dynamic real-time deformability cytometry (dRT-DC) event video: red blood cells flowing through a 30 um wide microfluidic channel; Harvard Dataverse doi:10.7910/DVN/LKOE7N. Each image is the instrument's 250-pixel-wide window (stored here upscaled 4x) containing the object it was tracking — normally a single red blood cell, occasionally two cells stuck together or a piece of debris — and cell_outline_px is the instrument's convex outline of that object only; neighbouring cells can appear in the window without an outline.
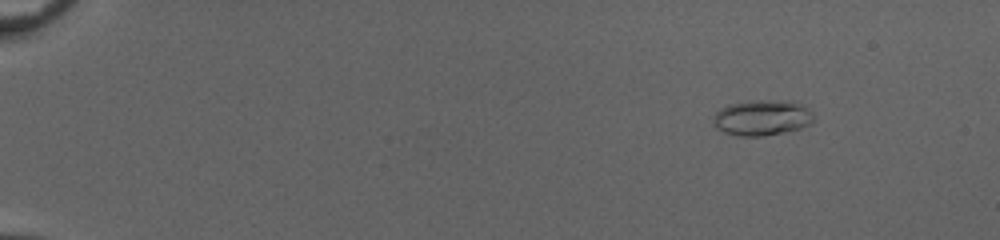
{"species": "common noctule bat (a hibernating species)", "species_latin": "Nyctalus noctula", "temperature_condition": "cold", "stored_images_in_passage": 54, "camera_frame_rate_fps": 3000, "um_per_image_px": 0.085, "animal": {"sex": "female", "body_mass_g": 20.0, "forearm_length_mm": 54.0}, "frame": {"image": 1, "passage_image": 8, "time_ms": 2.333, "image_size_px": [1000, 240], "cell_outline_px": [[816, 120], [812, 124], [800, 128], [784, 132], [764, 136], [740, 136], [724, 132], [716, 128], [712, 120], [716, 112], [720, 108], [728, 104], [744, 100], [792, 100], [804, 104], [812, 112]], "centroid_in_image_um": [64.81, 9.98], "position_along_channel_um": 20.2, "area_um2": 21.44}}
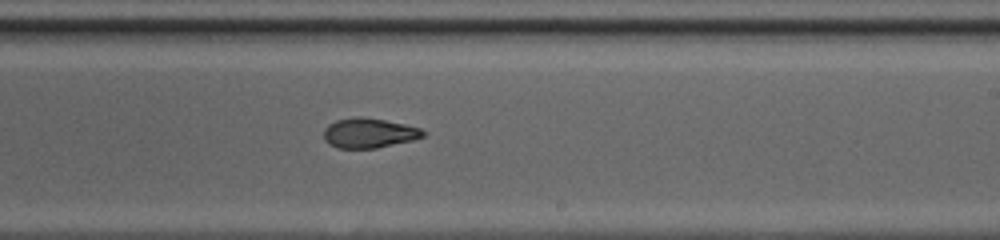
{"frame": {"image": 2, "passage_image": 36, "time_ms": 11.667, "image_size_px": [1000, 240], "cell_outline_px": [[428, 132], [424, 136], [412, 140], [376, 148], [336, 148], [328, 144], [324, 140], [324, 128], [328, 124], [336, 120], [352, 116], [360, 116], [384, 120], [404, 124], [420, 128]], "centroid_in_image_um": [31.33, 11.3], "position_along_channel_um": 257.7, "area_um2": 17.4}}
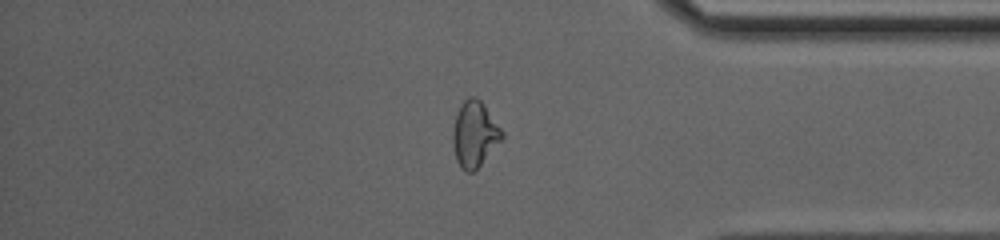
{"frame": {"image": 3, "passage_image": 47, "time_ms": 15.333, "image_size_px": [1000, 240], "cell_outline_px": [[504, 136], [480, 164], [472, 172], [464, 172], [460, 168], [456, 160], [452, 144], [452, 132], [456, 112], [460, 104], [468, 96], [476, 96], [480, 100], [504, 132]], "centroid_in_image_um": [40.29, 11.38], "position_along_channel_um": 394.9, "area_um2": 18.79}, "authors_computed_cell_mechanics": {"area_um2": 18.3804, "velocity_mm_per_s": 4.0732, "shape_relaxation_time_tau1_ms": null, "shape_relaxation_time_tau2_ms": 1.8294, "deformation_change_tau1": null, "deformation_change_tau2": 0.0861}}